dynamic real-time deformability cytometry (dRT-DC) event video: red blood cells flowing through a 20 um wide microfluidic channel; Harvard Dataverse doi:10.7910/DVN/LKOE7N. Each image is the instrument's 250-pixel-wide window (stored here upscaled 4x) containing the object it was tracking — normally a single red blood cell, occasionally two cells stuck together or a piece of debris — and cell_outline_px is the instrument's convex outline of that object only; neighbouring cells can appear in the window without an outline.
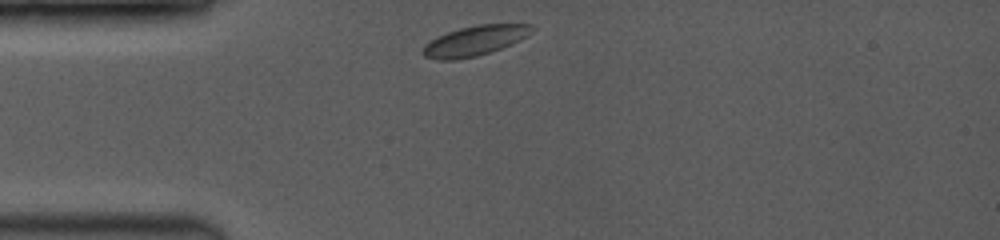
{"species": "common noctule bat (a hibernating species)", "species_latin": "Nyctalus noctula", "temperature_condition": "room temperature", "stored_images_in_passage": 5, "camera_frame_rate_fps": 3500, "um_per_image_px": 0.085, "animal": {"sex": "female", "body_mass_g": 19.0, "forearm_length_mm": 53.3}, "frame": {"image": 1, "passage_image": 1, "time_ms": 0.0, "image_size_px": [1000, 240], "cell_outline_px": [[536, 28], [532, 32], [520, 40], [500, 48], [476, 56], [452, 60], [440, 60], [424, 56], [420, 52], [424, 44], [436, 36], [460, 28], [476, 24], [532, 24]], "centroid_in_image_um": [40.33, 3.45], "position_along_channel_um": 44.7, "area_um2": 19.02}}
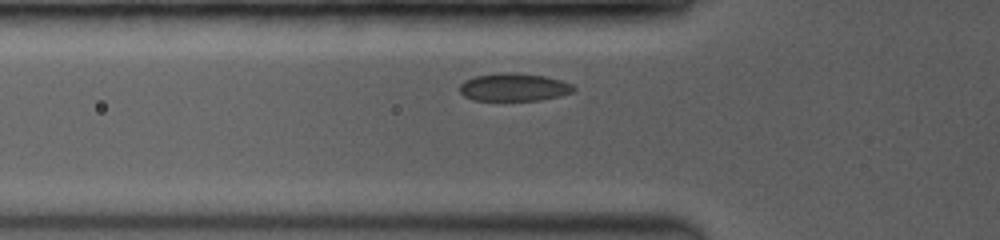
{"frame": {"image": 2, "passage_image": 5, "time_ms": 1.429, "image_size_px": [1000, 240], "cell_outline_px": [[576, 88], [572, 92], [560, 96], [540, 100], [472, 100], [464, 96], [460, 92], [460, 84], [464, 80], [476, 76], [500, 72], [516, 72], [544, 76], [560, 80], [572, 84]], "centroid_in_image_um": [43.67, 7.4], "position_along_channel_um": 82.1, "area_um2": 18.55}}